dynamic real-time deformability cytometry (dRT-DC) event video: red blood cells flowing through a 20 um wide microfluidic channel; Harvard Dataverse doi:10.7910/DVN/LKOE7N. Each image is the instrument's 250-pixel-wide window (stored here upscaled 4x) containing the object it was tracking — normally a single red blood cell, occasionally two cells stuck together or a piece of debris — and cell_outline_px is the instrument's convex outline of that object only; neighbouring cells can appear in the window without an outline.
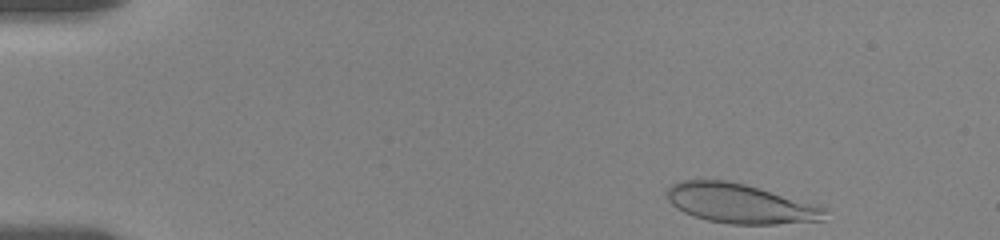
{"species": "human", "species_latin": "Homo sapiens", "temperature_condition": "room temperature", "stored_images_in_passage": 18, "camera_frame_rate_fps": 3000, "um_per_image_px": 0.085, "donor": {"sex": "female"}, "frame": {"image": 1, "passage_image": 1, "time_ms": 0.0, "image_size_px": [1000, 240], "cell_outline_px": [[824, 220], [776, 224], [732, 224], [708, 220], [692, 216], [676, 208], [668, 200], [664, 192], [672, 184], [680, 180], [728, 180], [744, 184], [824, 208]], "centroid_in_image_um": [62.79, 17.3], "position_along_channel_um": 22.2, "area_um2": 35.72}}